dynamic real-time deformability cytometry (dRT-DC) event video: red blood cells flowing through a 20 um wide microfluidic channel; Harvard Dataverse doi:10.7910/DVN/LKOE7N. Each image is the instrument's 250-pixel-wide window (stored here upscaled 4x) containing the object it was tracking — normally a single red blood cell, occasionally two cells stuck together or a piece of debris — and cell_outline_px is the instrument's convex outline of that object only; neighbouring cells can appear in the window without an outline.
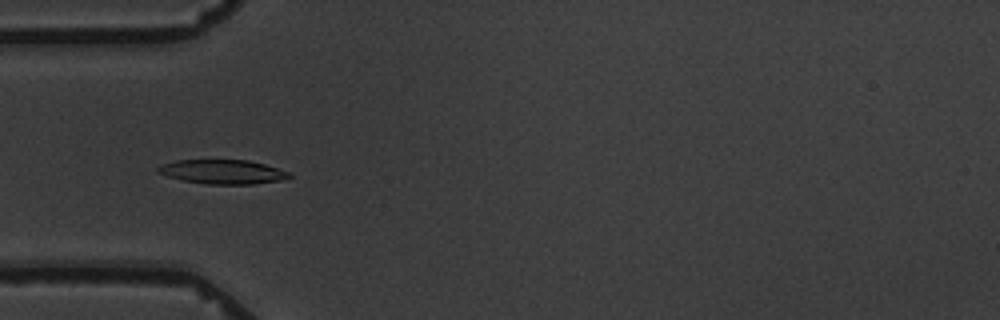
{"species": "common noctule bat (a hibernating species)", "species_latin": "Nyctalus noctula", "temperature_condition": "warm", "stored_images_in_passage": 8, "camera_frame_rate_fps": 3000, "um_per_image_px": 0.085, "animal": {"sex": "male", "body_mass_g": 19.5, "forearm_length_mm": 54.6}, "frame": {"image": 1, "passage_image": 5, "time_ms": 4.667, "image_size_px": [1000, 320], "cell_outline_px": [[292, 176], [280, 180], [252, 184], [208, 184], [184, 180], [168, 176], [156, 172], [156, 168], [160, 164], [176, 160], [248, 160], [264, 164], [292, 172]], "centroid_in_image_um": [18.92, 14.59], "position_along_channel_um": 66.1, "area_um2": 18.5}}
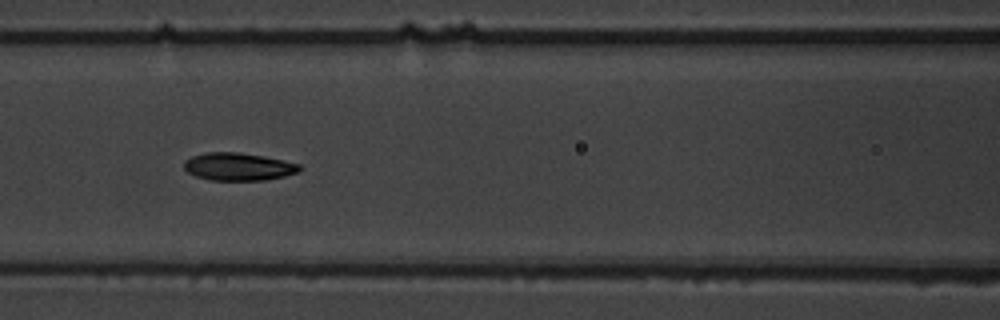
{"frame": {"image": 2, "passage_image": 7, "time_ms": 7.0, "image_size_px": [1000, 320], "cell_outline_px": [[304, 168], [300, 172], [284, 176], [264, 180], [212, 180], [196, 176], [188, 172], [184, 168], [184, 160], [192, 156], [208, 152], [240, 152], [264, 156], [284, 160], [300, 164]], "centroid_in_image_um": [20.31, 14.16], "position_along_channel_um": 146.3, "area_um2": 18.79}}
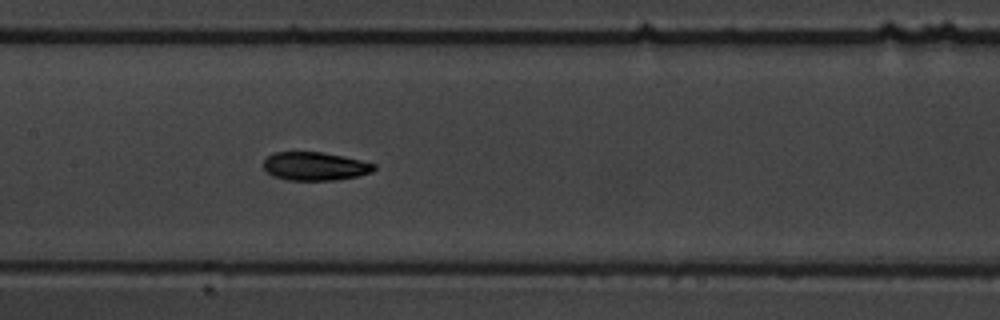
{"frame": {"image": 3, "passage_image": 8, "time_ms": 8.0, "image_size_px": [1000, 320], "cell_outline_px": [[376, 168], [372, 172], [356, 176], [332, 180], [288, 180], [272, 176], [264, 168], [264, 160], [272, 152], [324, 152], [344, 156], [376, 164]], "centroid_in_image_um": [26.76, 14.12], "position_along_channel_um": 180.6, "area_um2": 18.26}}